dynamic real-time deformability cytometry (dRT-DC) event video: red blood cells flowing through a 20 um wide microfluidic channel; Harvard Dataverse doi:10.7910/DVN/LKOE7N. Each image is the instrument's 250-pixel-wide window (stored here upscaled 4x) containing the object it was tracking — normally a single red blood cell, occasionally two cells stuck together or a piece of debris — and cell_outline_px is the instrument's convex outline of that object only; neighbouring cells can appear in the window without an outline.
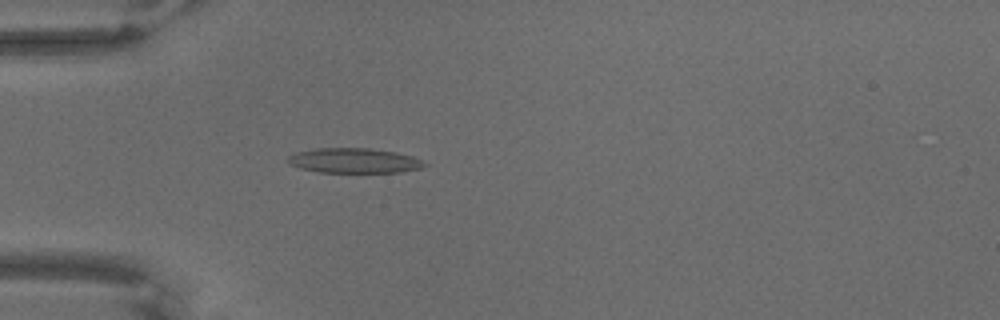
{"species": "common noctule bat (a hibernating species)", "species_latin": "Nyctalus noctula", "temperature_condition": "warm", "stored_images_in_passage": 67, "camera_frame_rate_fps": 3000, "um_per_image_px": 0.085, "animal": {"sex": "male", "body_mass_g": 18.8}, "frame": {"image": 1, "passage_image": 20, "time_ms": 6.333, "image_size_px": [1000, 320], "cell_outline_px": [[428, 164], [420, 168], [400, 172], [320, 172], [300, 168], [288, 164], [288, 156], [296, 152], [316, 148], [368, 148], [396, 152], [412, 156], [424, 160]], "centroid_in_image_um": [30.11, 13.65], "position_along_channel_um": 54.9, "area_um2": 19.83}}
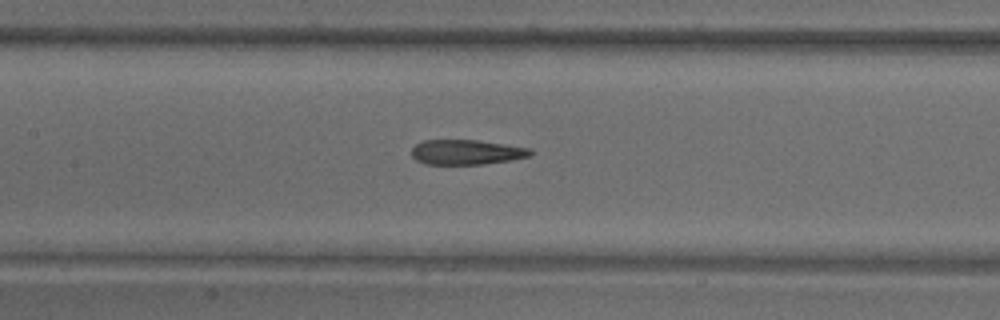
{"frame": {"image": 2, "passage_image": 32, "time_ms": 10.333, "image_size_px": [1000, 320], "cell_outline_px": [[536, 152], [528, 156], [508, 160], [484, 164], [424, 164], [416, 160], [412, 156], [412, 148], [416, 144], [424, 140], [476, 140], [532, 148]], "centroid_in_image_um": [39.65, 12.93], "position_along_channel_um": 167.7, "area_um2": 17.22}}
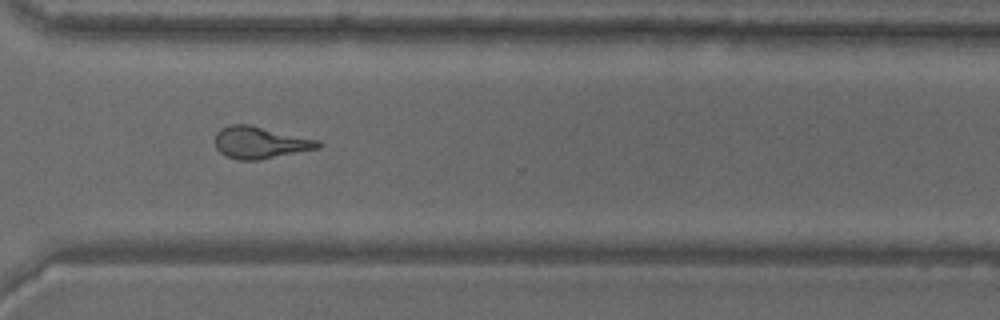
{"frame": {"image": 3, "passage_image": 50, "time_ms": 16.333, "image_size_px": [1000, 320], "cell_outline_px": [[320, 148], [260, 160], [240, 160], [224, 156], [216, 148], [216, 132], [220, 128], [228, 124], [248, 124], [320, 140]], "centroid_in_image_um": [22.1, 12.12], "position_along_channel_um": 348.5, "area_um2": 19.31}}